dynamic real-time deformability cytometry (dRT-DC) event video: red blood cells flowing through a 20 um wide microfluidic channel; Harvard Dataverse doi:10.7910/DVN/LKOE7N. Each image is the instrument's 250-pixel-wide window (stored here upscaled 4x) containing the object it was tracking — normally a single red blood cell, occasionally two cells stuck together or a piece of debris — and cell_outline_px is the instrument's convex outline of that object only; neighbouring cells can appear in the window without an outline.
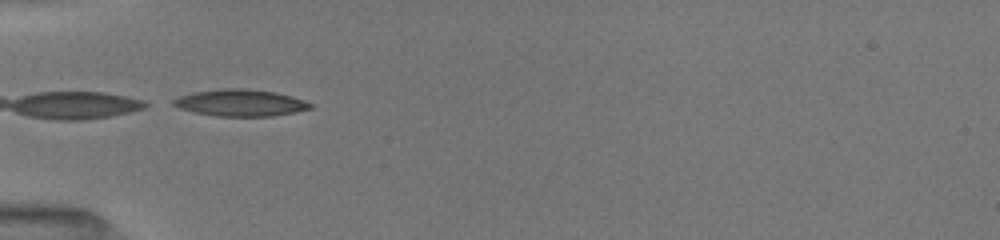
{"species": "common noctule bat (a hibernating species)", "species_latin": "Nyctalus noctula", "temperature_condition": "room temperature", "stored_images_in_passage": 3, "camera_frame_rate_fps": 3000, "um_per_image_px": 0.085, "animal": {"sex": "female", "body_mass_g": 19.5, "forearm_length_mm": 54.1}, "frame": {"image": 1, "passage_image": 1, "time_ms": 0.0, "image_size_px": [1000, 240], "cell_outline_px": [[312, 108], [296, 112], [272, 116], [216, 116], [196, 112], [180, 108], [172, 104], [172, 100], [180, 96], [192, 92], [220, 88], [248, 88], [276, 92], [292, 96], [304, 100], [312, 104]], "centroid_in_image_um": [20.45, 8.72], "position_along_channel_um": 64.5, "area_um2": 21.44}}